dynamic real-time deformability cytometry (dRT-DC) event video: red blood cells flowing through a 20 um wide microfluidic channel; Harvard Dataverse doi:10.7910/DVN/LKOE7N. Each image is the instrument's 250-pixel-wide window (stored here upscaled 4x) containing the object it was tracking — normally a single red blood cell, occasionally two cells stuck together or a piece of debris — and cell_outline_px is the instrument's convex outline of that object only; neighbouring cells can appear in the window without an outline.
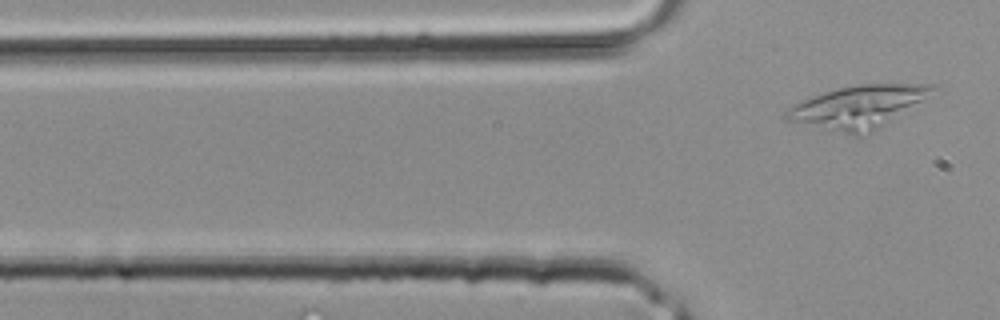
{"species": "common noctule bat (a hibernating species)", "species_latin": "Nyctalus noctula", "temperature_condition": "room temperature", "stored_images_in_passage": 4, "camera_frame_rate_fps": 3000, "um_per_image_px": 0.085, "animal": {"sex": "male", "body_mass_g": 20.4}, "frame": {"image": 1, "passage_image": 4, "time_ms": 1.0, "image_size_px": [1000, 320], "cell_outline_px": [[932, 88], [920, 100], [884, 124], [860, 136], [852, 136], [828, 132], [788, 120], [784, 116], [784, 112], [788, 108], [804, 100], [824, 92], [840, 88], [860, 84], [932, 84]], "centroid_in_image_um": [72.78, 9.12], "position_along_channel_um": 53.0, "area_um2": 35.14}}